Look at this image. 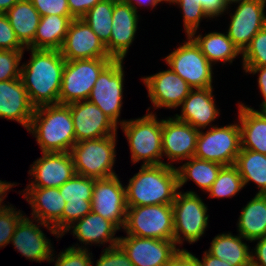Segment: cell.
Wrapping results in <instances>:
<instances>
[{"mask_svg": "<svg viewBox=\"0 0 266 266\" xmlns=\"http://www.w3.org/2000/svg\"><path fill=\"white\" fill-rule=\"evenodd\" d=\"M241 150L239 124L212 126L207 132L199 130L195 158L213 161L223 166L234 165Z\"/></svg>", "mask_w": 266, "mask_h": 266, "instance_id": "9", "label": "cell"}, {"mask_svg": "<svg viewBox=\"0 0 266 266\" xmlns=\"http://www.w3.org/2000/svg\"><path fill=\"white\" fill-rule=\"evenodd\" d=\"M24 194L23 196L32 207L33 220L37 219V223L51 230V234L61 237L62 214L66 201L61 196L59 188L26 187Z\"/></svg>", "mask_w": 266, "mask_h": 266, "instance_id": "15", "label": "cell"}, {"mask_svg": "<svg viewBox=\"0 0 266 266\" xmlns=\"http://www.w3.org/2000/svg\"><path fill=\"white\" fill-rule=\"evenodd\" d=\"M60 52L66 61L112 58L106 46L82 18L72 20Z\"/></svg>", "mask_w": 266, "mask_h": 266, "instance_id": "16", "label": "cell"}, {"mask_svg": "<svg viewBox=\"0 0 266 266\" xmlns=\"http://www.w3.org/2000/svg\"><path fill=\"white\" fill-rule=\"evenodd\" d=\"M162 1H167L169 3H174L176 0H162Z\"/></svg>", "mask_w": 266, "mask_h": 266, "instance_id": "56", "label": "cell"}, {"mask_svg": "<svg viewBox=\"0 0 266 266\" xmlns=\"http://www.w3.org/2000/svg\"><path fill=\"white\" fill-rule=\"evenodd\" d=\"M104 250L95 266H134L119 245L110 248L106 247Z\"/></svg>", "mask_w": 266, "mask_h": 266, "instance_id": "44", "label": "cell"}, {"mask_svg": "<svg viewBox=\"0 0 266 266\" xmlns=\"http://www.w3.org/2000/svg\"><path fill=\"white\" fill-rule=\"evenodd\" d=\"M123 60H113L99 75L88 101L99 107L116 125L123 99Z\"/></svg>", "mask_w": 266, "mask_h": 266, "instance_id": "11", "label": "cell"}, {"mask_svg": "<svg viewBox=\"0 0 266 266\" xmlns=\"http://www.w3.org/2000/svg\"><path fill=\"white\" fill-rule=\"evenodd\" d=\"M31 60L21 65L20 78L31 104L37 108L58 104L66 60L60 50L29 49Z\"/></svg>", "mask_w": 266, "mask_h": 266, "instance_id": "1", "label": "cell"}, {"mask_svg": "<svg viewBox=\"0 0 266 266\" xmlns=\"http://www.w3.org/2000/svg\"><path fill=\"white\" fill-rule=\"evenodd\" d=\"M92 212L111 221L118 229L124 228L127 204L126 187L118 176L95 179L92 195Z\"/></svg>", "mask_w": 266, "mask_h": 266, "instance_id": "12", "label": "cell"}, {"mask_svg": "<svg viewBox=\"0 0 266 266\" xmlns=\"http://www.w3.org/2000/svg\"><path fill=\"white\" fill-rule=\"evenodd\" d=\"M153 106L176 108L189 95L192 88L172 69L143 78Z\"/></svg>", "mask_w": 266, "mask_h": 266, "instance_id": "20", "label": "cell"}, {"mask_svg": "<svg viewBox=\"0 0 266 266\" xmlns=\"http://www.w3.org/2000/svg\"><path fill=\"white\" fill-rule=\"evenodd\" d=\"M76 143L117 134V125L94 103L84 100L68 104Z\"/></svg>", "mask_w": 266, "mask_h": 266, "instance_id": "17", "label": "cell"}, {"mask_svg": "<svg viewBox=\"0 0 266 266\" xmlns=\"http://www.w3.org/2000/svg\"><path fill=\"white\" fill-rule=\"evenodd\" d=\"M199 130L176 117L162 119V154L172 161L194 157Z\"/></svg>", "mask_w": 266, "mask_h": 266, "instance_id": "21", "label": "cell"}, {"mask_svg": "<svg viewBox=\"0 0 266 266\" xmlns=\"http://www.w3.org/2000/svg\"><path fill=\"white\" fill-rule=\"evenodd\" d=\"M42 155L31 165L29 174L34 176L35 180L27 187L59 188L76 174L70 152H51Z\"/></svg>", "mask_w": 266, "mask_h": 266, "instance_id": "18", "label": "cell"}, {"mask_svg": "<svg viewBox=\"0 0 266 266\" xmlns=\"http://www.w3.org/2000/svg\"><path fill=\"white\" fill-rule=\"evenodd\" d=\"M27 217H23L10 240L15 249L29 260L36 262L54 261L51 242L44 233Z\"/></svg>", "mask_w": 266, "mask_h": 266, "instance_id": "24", "label": "cell"}, {"mask_svg": "<svg viewBox=\"0 0 266 266\" xmlns=\"http://www.w3.org/2000/svg\"><path fill=\"white\" fill-rule=\"evenodd\" d=\"M137 12L123 0L114 2L112 32L110 41L105 45L114 60H123L134 40L139 19Z\"/></svg>", "mask_w": 266, "mask_h": 266, "instance_id": "22", "label": "cell"}, {"mask_svg": "<svg viewBox=\"0 0 266 266\" xmlns=\"http://www.w3.org/2000/svg\"><path fill=\"white\" fill-rule=\"evenodd\" d=\"M242 55L243 67L266 66V26L252 38Z\"/></svg>", "mask_w": 266, "mask_h": 266, "instance_id": "37", "label": "cell"}, {"mask_svg": "<svg viewBox=\"0 0 266 266\" xmlns=\"http://www.w3.org/2000/svg\"><path fill=\"white\" fill-rule=\"evenodd\" d=\"M94 182V178L75 174L59 187V192L66 201L62 214V234L75 221L92 212Z\"/></svg>", "mask_w": 266, "mask_h": 266, "instance_id": "19", "label": "cell"}, {"mask_svg": "<svg viewBox=\"0 0 266 266\" xmlns=\"http://www.w3.org/2000/svg\"><path fill=\"white\" fill-rule=\"evenodd\" d=\"M174 242L182 244L183 238L190 244L198 241L208 225L207 206L193 191L177 192L172 204ZM183 234V236H182Z\"/></svg>", "mask_w": 266, "mask_h": 266, "instance_id": "8", "label": "cell"}, {"mask_svg": "<svg viewBox=\"0 0 266 266\" xmlns=\"http://www.w3.org/2000/svg\"><path fill=\"white\" fill-rule=\"evenodd\" d=\"M115 1L116 0H101L82 17L104 45L110 41L112 14Z\"/></svg>", "mask_w": 266, "mask_h": 266, "instance_id": "35", "label": "cell"}, {"mask_svg": "<svg viewBox=\"0 0 266 266\" xmlns=\"http://www.w3.org/2000/svg\"><path fill=\"white\" fill-rule=\"evenodd\" d=\"M27 131L34 134L42 153L70 152L76 143L71 111L66 104L35 108Z\"/></svg>", "mask_w": 266, "mask_h": 266, "instance_id": "3", "label": "cell"}, {"mask_svg": "<svg viewBox=\"0 0 266 266\" xmlns=\"http://www.w3.org/2000/svg\"><path fill=\"white\" fill-rule=\"evenodd\" d=\"M0 49L2 50H25L19 42L5 14L0 13Z\"/></svg>", "mask_w": 266, "mask_h": 266, "instance_id": "42", "label": "cell"}, {"mask_svg": "<svg viewBox=\"0 0 266 266\" xmlns=\"http://www.w3.org/2000/svg\"><path fill=\"white\" fill-rule=\"evenodd\" d=\"M113 58H94L66 61L63 70L60 104H70L87 100L100 73Z\"/></svg>", "mask_w": 266, "mask_h": 266, "instance_id": "7", "label": "cell"}, {"mask_svg": "<svg viewBox=\"0 0 266 266\" xmlns=\"http://www.w3.org/2000/svg\"><path fill=\"white\" fill-rule=\"evenodd\" d=\"M14 186L13 183L10 182H6V181H1L0 180V210L3 208L8 207L7 205H1V203H3L2 201L4 200L3 198L6 197L5 194L7 192V190H9L10 188H12Z\"/></svg>", "mask_w": 266, "mask_h": 266, "instance_id": "52", "label": "cell"}, {"mask_svg": "<svg viewBox=\"0 0 266 266\" xmlns=\"http://www.w3.org/2000/svg\"><path fill=\"white\" fill-rule=\"evenodd\" d=\"M261 108V111L256 110V112L266 120V103H262Z\"/></svg>", "mask_w": 266, "mask_h": 266, "instance_id": "54", "label": "cell"}, {"mask_svg": "<svg viewBox=\"0 0 266 266\" xmlns=\"http://www.w3.org/2000/svg\"><path fill=\"white\" fill-rule=\"evenodd\" d=\"M171 52L165 61L192 89L212 87V64L191 36Z\"/></svg>", "mask_w": 266, "mask_h": 266, "instance_id": "10", "label": "cell"}, {"mask_svg": "<svg viewBox=\"0 0 266 266\" xmlns=\"http://www.w3.org/2000/svg\"><path fill=\"white\" fill-rule=\"evenodd\" d=\"M244 187L243 180L235 165L223 166L207 191L209 198H223L235 196Z\"/></svg>", "mask_w": 266, "mask_h": 266, "instance_id": "36", "label": "cell"}, {"mask_svg": "<svg viewBox=\"0 0 266 266\" xmlns=\"http://www.w3.org/2000/svg\"><path fill=\"white\" fill-rule=\"evenodd\" d=\"M238 231L244 239L251 242L266 236V194L257 193L242 208Z\"/></svg>", "mask_w": 266, "mask_h": 266, "instance_id": "29", "label": "cell"}, {"mask_svg": "<svg viewBox=\"0 0 266 266\" xmlns=\"http://www.w3.org/2000/svg\"><path fill=\"white\" fill-rule=\"evenodd\" d=\"M19 0H0V13L5 14Z\"/></svg>", "mask_w": 266, "mask_h": 266, "instance_id": "53", "label": "cell"}, {"mask_svg": "<svg viewBox=\"0 0 266 266\" xmlns=\"http://www.w3.org/2000/svg\"><path fill=\"white\" fill-rule=\"evenodd\" d=\"M241 149L266 155V120L252 107L239 103Z\"/></svg>", "mask_w": 266, "mask_h": 266, "instance_id": "28", "label": "cell"}, {"mask_svg": "<svg viewBox=\"0 0 266 266\" xmlns=\"http://www.w3.org/2000/svg\"><path fill=\"white\" fill-rule=\"evenodd\" d=\"M24 217L11 205L0 210V248L10 243L19 221Z\"/></svg>", "mask_w": 266, "mask_h": 266, "instance_id": "40", "label": "cell"}, {"mask_svg": "<svg viewBox=\"0 0 266 266\" xmlns=\"http://www.w3.org/2000/svg\"><path fill=\"white\" fill-rule=\"evenodd\" d=\"M231 233L219 234L214 237L207 251L210 255L229 262L232 266H251V254L243 237Z\"/></svg>", "mask_w": 266, "mask_h": 266, "instance_id": "31", "label": "cell"}, {"mask_svg": "<svg viewBox=\"0 0 266 266\" xmlns=\"http://www.w3.org/2000/svg\"><path fill=\"white\" fill-rule=\"evenodd\" d=\"M164 266H199L193 254L188 250L180 249Z\"/></svg>", "mask_w": 266, "mask_h": 266, "instance_id": "47", "label": "cell"}, {"mask_svg": "<svg viewBox=\"0 0 266 266\" xmlns=\"http://www.w3.org/2000/svg\"><path fill=\"white\" fill-rule=\"evenodd\" d=\"M227 0H202V9L207 17L215 18L228 9Z\"/></svg>", "mask_w": 266, "mask_h": 266, "instance_id": "46", "label": "cell"}, {"mask_svg": "<svg viewBox=\"0 0 266 266\" xmlns=\"http://www.w3.org/2000/svg\"><path fill=\"white\" fill-rule=\"evenodd\" d=\"M231 22L227 35L242 53L252 38L266 26L264 8L266 0H240Z\"/></svg>", "mask_w": 266, "mask_h": 266, "instance_id": "14", "label": "cell"}, {"mask_svg": "<svg viewBox=\"0 0 266 266\" xmlns=\"http://www.w3.org/2000/svg\"><path fill=\"white\" fill-rule=\"evenodd\" d=\"M34 111L21 78L0 81V118L15 120L28 130Z\"/></svg>", "mask_w": 266, "mask_h": 266, "instance_id": "23", "label": "cell"}, {"mask_svg": "<svg viewBox=\"0 0 266 266\" xmlns=\"http://www.w3.org/2000/svg\"><path fill=\"white\" fill-rule=\"evenodd\" d=\"M24 50L0 49V81L20 78L21 67H18Z\"/></svg>", "mask_w": 266, "mask_h": 266, "instance_id": "39", "label": "cell"}, {"mask_svg": "<svg viewBox=\"0 0 266 266\" xmlns=\"http://www.w3.org/2000/svg\"><path fill=\"white\" fill-rule=\"evenodd\" d=\"M244 186L253 181L260 189L258 194H266V155L253 150L241 149L234 164Z\"/></svg>", "mask_w": 266, "mask_h": 266, "instance_id": "34", "label": "cell"}, {"mask_svg": "<svg viewBox=\"0 0 266 266\" xmlns=\"http://www.w3.org/2000/svg\"><path fill=\"white\" fill-rule=\"evenodd\" d=\"M196 262L199 266H232L229 262H225L210 255L207 251L204 252L202 261H200L196 256H194Z\"/></svg>", "mask_w": 266, "mask_h": 266, "instance_id": "50", "label": "cell"}, {"mask_svg": "<svg viewBox=\"0 0 266 266\" xmlns=\"http://www.w3.org/2000/svg\"><path fill=\"white\" fill-rule=\"evenodd\" d=\"M75 222L76 223L68 227L61 237L73 228V235L83 244H103L105 242H110L109 248L118 245L119 237L114 238V234L119 229L111 221L106 220L101 215L90 212Z\"/></svg>", "mask_w": 266, "mask_h": 266, "instance_id": "26", "label": "cell"}, {"mask_svg": "<svg viewBox=\"0 0 266 266\" xmlns=\"http://www.w3.org/2000/svg\"><path fill=\"white\" fill-rule=\"evenodd\" d=\"M88 248L68 247L64 252H60L55 262V266H92V253H88Z\"/></svg>", "mask_w": 266, "mask_h": 266, "instance_id": "41", "label": "cell"}, {"mask_svg": "<svg viewBox=\"0 0 266 266\" xmlns=\"http://www.w3.org/2000/svg\"><path fill=\"white\" fill-rule=\"evenodd\" d=\"M212 89L213 87L192 89L181 104V115L176 114V118L187 122L198 130L210 125L219 115L212 95Z\"/></svg>", "mask_w": 266, "mask_h": 266, "instance_id": "25", "label": "cell"}, {"mask_svg": "<svg viewBox=\"0 0 266 266\" xmlns=\"http://www.w3.org/2000/svg\"><path fill=\"white\" fill-rule=\"evenodd\" d=\"M128 140L133 163L143 160V165H159L162 158V120L152 112L139 119L120 121Z\"/></svg>", "mask_w": 266, "mask_h": 266, "instance_id": "4", "label": "cell"}, {"mask_svg": "<svg viewBox=\"0 0 266 266\" xmlns=\"http://www.w3.org/2000/svg\"><path fill=\"white\" fill-rule=\"evenodd\" d=\"M178 174L170 163L142 165L126 186L127 207L173 204L178 192Z\"/></svg>", "mask_w": 266, "mask_h": 266, "instance_id": "2", "label": "cell"}, {"mask_svg": "<svg viewBox=\"0 0 266 266\" xmlns=\"http://www.w3.org/2000/svg\"><path fill=\"white\" fill-rule=\"evenodd\" d=\"M192 38L199 45L202 53L211 64L218 61L232 63L237 55L242 54L228 35H224V33L212 32L204 37L198 35Z\"/></svg>", "mask_w": 266, "mask_h": 266, "instance_id": "33", "label": "cell"}, {"mask_svg": "<svg viewBox=\"0 0 266 266\" xmlns=\"http://www.w3.org/2000/svg\"><path fill=\"white\" fill-rule=\"evenodd\" d=\"M188 160V162L176 168L178 188H181L189 179H192L203 191L205 190L207 192L217 179L218 173L223 165L195 157H191Z\"/></svg>", "mask_w": 266, "mask_h": 266, "instance_id": "32", "label": "cell"}, {"mask_svg": "<svg viewBox=\"0 0 266 266\" xmlns=\"http://www.w3.org/2000/svg\"><path fill=\"white\" fill-rule=\"evenodd\" d=\"M236 1H240V0H227V2L230 4H232L233 2H236Z\"/></svg>", "mask_w": 266, "mask_h": 266, "instance_id": "55", "label": "cell"}, {"mask_svg": "<svg viewBox=\"0 0 266 266\" xmlns=\"http://www.w3.org/2000/svg\"><path fill=\"white\" fill-rule=\"evenodd\" d=\"M70 14L75 19H81L88 10L101 0H67Z\"/></svg>", "mask_w": 266, "mask_h": 266, "instance_id": "45", "label": "cell"}, {"mask_svg": "<svg viewBox=\"0 0 266 266\" xmlns=\"http://www.w3.org/2000/svg\"><path fill=\"white\" fill-rule=\"evenodd\" d=\"M115 144L116 134L75 143L70 154L76 174L94 179L116 176L112 170L116 156Z\"/></svg>", "mask_w": 266, "mask_h": 266, "instance_id": "5", "label": "cell"}, {"mask_svg": "<svg viewBox=\"0 0 266 266\" xmlns=\"http://www.w3.org/2000/svg\"><path fill=\"white\" fill-rule=\"evenodd\" d=\"M118 245L134 266H164L180 250L172 240L141 238L133 235L119 237Z\"/></svg>", "mask_w": 266, "mask_h": 266, "instance_id": "13", "label": "cell"}, {"mask_svg": "<svg viewBox=\"0 0 266 266\" xmlns=\"http://www.w3.org/2000/svg\"><path fill=\"white\" fill-rule=\"evenodd\" d=\"M126 4L131 6L137 11V7L135 6V3L138 5H150L152 8L158 5L162 0H123ZM135 1V2H134Z\"/></svg>", "mask_w": 266, "mask_h": 266, "instance_id": "51", "label": "cell"}, {"mask_svg": "<svg viewBox=\"0 0 266 266\" xmlns=\"http://www.w3.org/2000/svg\"><path fill=\"white\" fill-rule=\"evenodd\" d=\"M257 240L255 254L251 251V266H266V236Z\"/></svg>", "mask_w": 266, "mask_h": 266, "instance_id": "48", "label": "cell"}, {"mask_svg": "<svg viewBox=\"0 0 266 266\" xmlns=\"http://www.w3.org/2000/svg\"><path fill=\"white\" fill-rule=\"evenodd\" d=\"M73 16H42L34 37V49L60 50Z\"/></svg>", "mask_w": 266, "mask_h": 266, "instance_id": "30", "label": "cell"}, {"mask_svg": "<svg viewBox=\"0 0 266 266\" xmlns=\"http://www.w3.org/2000/svg\"><path fill=\"white\" fill-rule=\"evenodd\" d=\"M123 229L127 235L174 241L172 204L127 207Z\"/></svg>", "mask_w": 266, "mask_h": 266, "instance_id": "6", "label": "cell"}, {"mask_svg": "<svg viewBox=\"0 0 266 266\" xmlns=\"http://www.w3.org/2000/svg\"><path fill=\"white\" fill-rule=\"evenodd\" d=\"M34 8L42 16L61 15L72 16L67 0H30Z\"/></svg>", "mask_w": 266, "mask_h": 266, "instance_id": "43", "label": "cell"}, {"mask_svg": "<svg viewBox=\"0 0 266 266\" xmlns=\"http://www.w3.org/2000/svg\"><path fill=\"white\" fill-rule=\"evenodd\" d=\"M19 42L29 49H34V37L41 15L30 0H19L6 13Z\"/></svg>", "mask_w": 266, "mask_h": 266, "instance_id": "27", "label": "cell"}, {"mask_svg": "<svg viewBox=\"0 0 266 266\" xmlns=\"http://www.w3.org/2000/svg\"><path fill=\"white\" fill-rule=\"evenodd\" d=\"M174 3L182 8L186 35L194 37L202 18H208L202 9V0H176Z\"/></svg>", "mask_w": 266, "mask_h": 266, "instance_id": "38", "label": "cell"}, {"mask_svg": "<svg viewBox=\"0 0 266 266\" xmlns=\"http://www.w3.org/2000/svg\"><path fill=\"white\" fill-rule=\"evenodd\" d=\"M245 72H250L252 74L260 73L258 78V85L261 91V94L264 97L262 103H266V66L261 67H243Z\"/></svg>", "mask_w": 266, "mask_h": 266, "instance_id": "49", "label": "cell"}]
</instances>
